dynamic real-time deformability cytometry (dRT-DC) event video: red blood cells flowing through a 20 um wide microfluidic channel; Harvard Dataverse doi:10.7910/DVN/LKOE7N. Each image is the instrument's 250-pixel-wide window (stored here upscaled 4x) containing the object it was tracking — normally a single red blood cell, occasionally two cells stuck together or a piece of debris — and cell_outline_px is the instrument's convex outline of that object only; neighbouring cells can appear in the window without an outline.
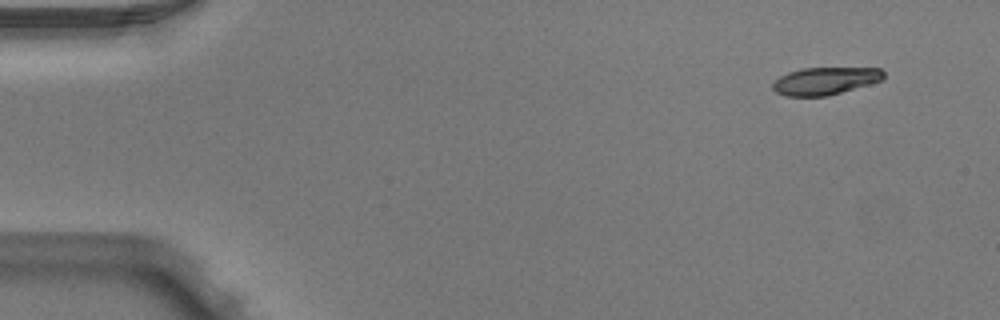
{"species": "Egyptian fruit bat (a non-hibernating species)", "species_latin": "Rousettus aegyptiacus", "temperature_condition": "warm", "stored_images_in_passage": 4, "camera_frame_rate_fps": 3000, "um_per_image_px": 0.085, "animal": {"sex": "male"}, "frame": {"image": 1, "passage_image": 1, "time_ms": 0.0, "image_size_px": [1000, 320], "cell_outline_px": [[884, 76], [880, 80], [868, 84], [840, 92], [824, 96], [784, 96], [776, 92], [772, 88], [772, 84], [780, 76], [788, 72], [800, 68], [880, 68], [884, 72]], "centroid_in_image_um": [70.08, 6.87], "position_along_channel_um": 14.9, "area_um2": 17.51}}
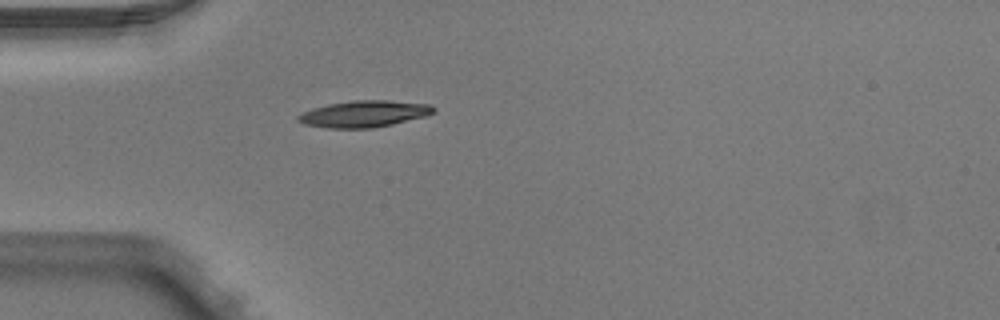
{"frame": {"image": 2, "passage_image": 4, "time_ms": 1.0, "image_size_px": [1000, 320], "cell_outline_px": [[436, 112], [424, 116], [392, 124], [372, 128], [328, 128], [304, 124], [296, 120], [296, 116], [312, 108], [328, 104], [352, 100], [388, 100], [432, 104], [436, 108]], "centroid_in_image_um": [30.95, 9.67], "position_along_channel_um": 54.0, "area_um2": 21.04}}